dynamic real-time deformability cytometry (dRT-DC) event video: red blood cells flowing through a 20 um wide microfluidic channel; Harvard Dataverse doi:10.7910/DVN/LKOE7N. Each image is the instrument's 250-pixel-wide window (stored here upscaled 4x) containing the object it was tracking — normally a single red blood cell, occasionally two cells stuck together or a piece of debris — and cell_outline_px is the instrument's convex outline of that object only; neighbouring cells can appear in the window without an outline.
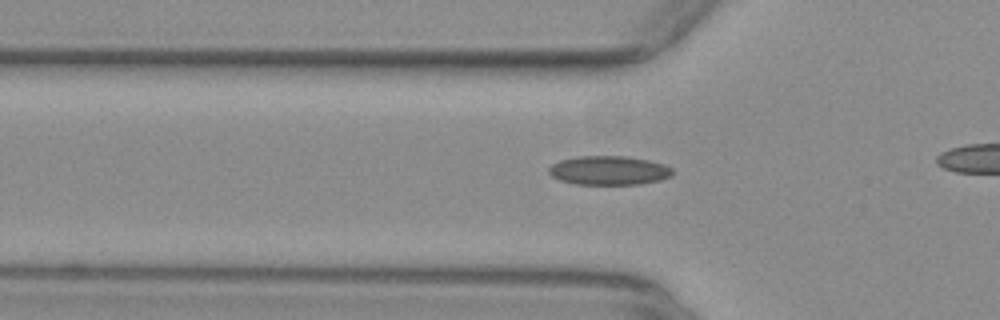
{"species": "common noctule bat (a hibernating species)", "species_latin": "Nyctalus noctula", "temperature_condition": "warm", "stored_images_in_passage": 42, "camera_frame_rate_fps": 3000, "um_per_image_px": 0.085, "animal": {"sex": "female", "body_mass_g": 29.2, "forearm_length_mm": 56.3}, "frame": {"image": 1, "passage_image": 17, "time_ms": 5.333, "image_size_px": [1000, 320], "cell_outline_px": [[672, 176], [660, 180], [640, 184], [576, 184], [560, 180], [552, 176], [548, 172], [548, 168], [552, 164], [560, 160], [580, 156], [624, 156], [648, 160], [664, 164], [672, 168]], "centroid_in_image_um": [51.76, 14.48], "position_along_channel_um": 74.0, "area_um2": 20.87}}
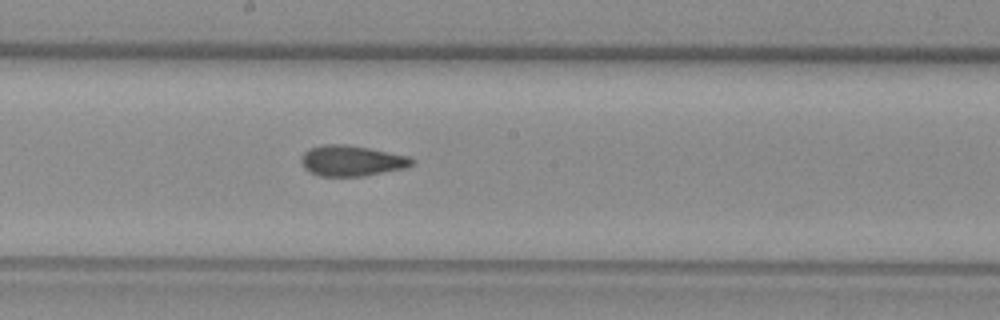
{"frame": {"image": 2, "passage_image": 28, "time_ms": 9.0, "image_size_px": [1000, 320], "cell_outline_px": [[416, 160], [412, 164], [404, 168], [364, 176], [320, 176], [308, 172], [304, 168], [300, 160], [300, 156], [308, 148], [324, 144], [344, 144], [368, 148], [408, 156]], "centroid_in_image_um": [29.83, 13.66], "position_along_channel_um": 218.4, "area_um2": 19.83}}
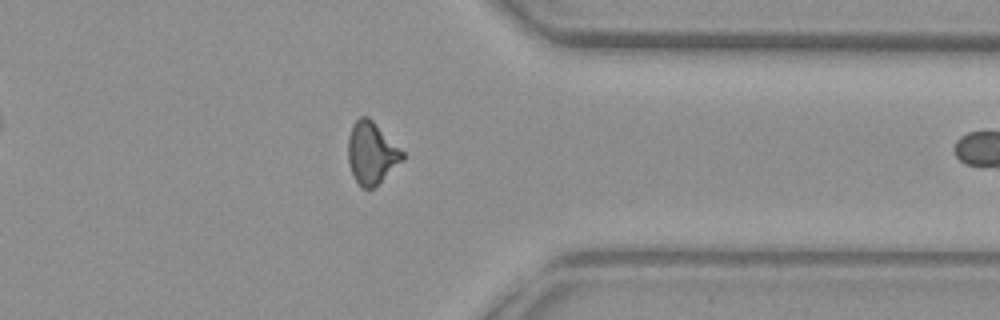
{"frame": {"image": 3, "passage_image": 41, "time_ms": 13.333, "image_size_px": [1000, 320], "cell_outline_px": [[404, 160], [372, 188], [360, 188], [352, 172], [348, 160], [348, 136], [352, 124], [360, 116], [368, 116], [404, 152]], "centroid_in_image_um": [31.57, 12.99], "position_along_channel_um": 379.8, "area_um2": 19.48}}